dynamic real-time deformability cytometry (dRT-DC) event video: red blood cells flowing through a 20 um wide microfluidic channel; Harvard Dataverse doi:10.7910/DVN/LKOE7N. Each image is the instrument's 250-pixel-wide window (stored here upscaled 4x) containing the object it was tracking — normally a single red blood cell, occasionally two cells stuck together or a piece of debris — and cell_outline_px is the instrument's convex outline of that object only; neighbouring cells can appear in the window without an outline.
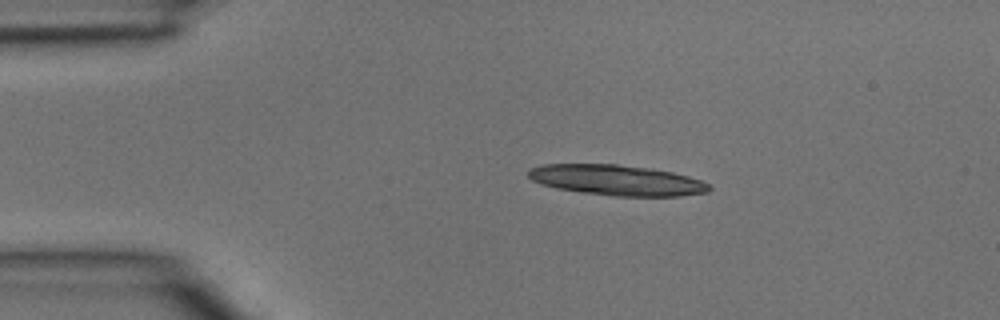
{"species": "common noctule bat (a hibernating species)", "species_latin": "Nyctalus noctula", "temperature_condition": "room temperature", "stored_images_in_passage": 3, "camera_frame_rate_fps": 3000, "um_per_image_px": 0.085, "animal": {"sex": "male", "body_mass_g": 15.6}, "frame": {"image": 1, "passage_image": 2, "time_ms": 0.333, "image_size_px": [1000, 320], "cell_outline_px": [[712, 188], [708, 192], [680, 196], [616, 196], [584, 192], [556, 188], [540, 184], [532, 180], [528, 176], [528, 168], [544, 164], [616, 164], [648, 168], [672, 172], [688, 176], [700, 180], [708, 184]], "centroid_in_image_um": [52.41, 15.31], "position_along_channel_um": 32.6, "area_um2": 32.02}}